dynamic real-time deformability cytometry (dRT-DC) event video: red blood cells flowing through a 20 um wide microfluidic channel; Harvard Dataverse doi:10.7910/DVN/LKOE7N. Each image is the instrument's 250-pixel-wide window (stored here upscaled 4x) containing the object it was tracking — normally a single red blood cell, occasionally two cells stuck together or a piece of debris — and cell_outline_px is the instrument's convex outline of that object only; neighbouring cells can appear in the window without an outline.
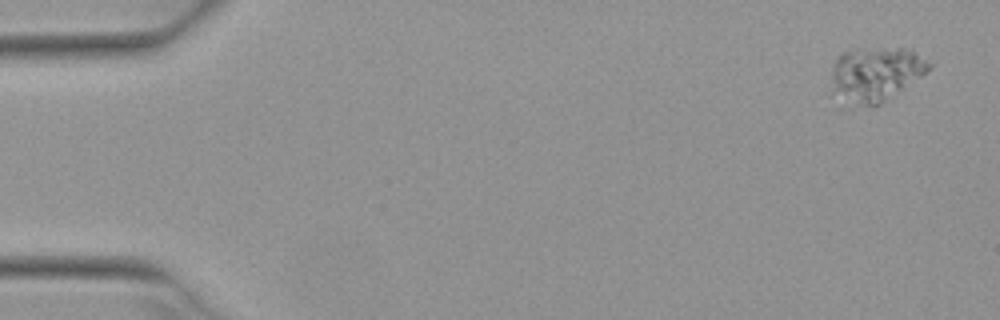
{"species": "Egyptian fruit bat (a non-hibernating species)", "species_latin": "Rousettus aegyptiacus", "temperature_condition": "warm", "stored_images_in_passage": 3, "camera_frame_rate_fps": 3000, "um_per_image_px": 0.085, "animal": {"sex": "female"}, "frame": {"image": 1, "passage_image": 1, "time_ms": 0.0, "image_size_px": [1000, 320], "cell_outline_px": [[932, 64], [920, 76], [880, 104], [872, 108], [832, 92], [832, 68], [836, 56], [844, 52], [884, 48], [912, 48]], "centroid_in_image_um": [74.45, 6.25], "position_along_channel_um": 10.5, "area_um2": 29.94}}